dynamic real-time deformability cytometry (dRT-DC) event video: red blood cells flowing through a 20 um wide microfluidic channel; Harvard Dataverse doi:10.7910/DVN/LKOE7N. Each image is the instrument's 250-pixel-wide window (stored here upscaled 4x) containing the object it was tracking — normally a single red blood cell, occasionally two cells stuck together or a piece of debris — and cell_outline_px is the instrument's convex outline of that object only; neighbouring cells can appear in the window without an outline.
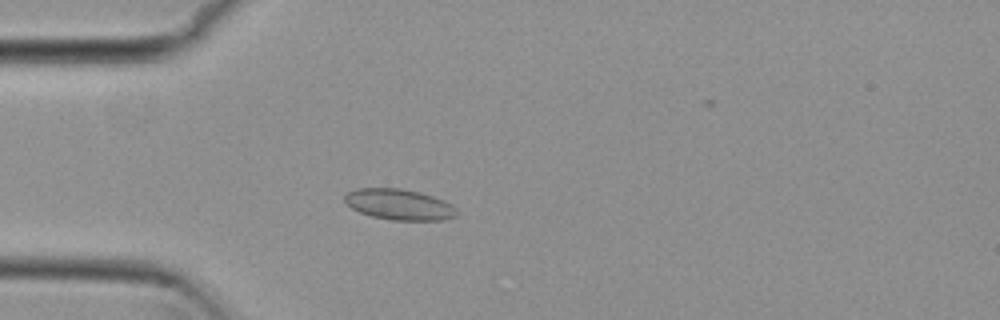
{"species": "common noctule bat (a hibernating species)", "species_latin": "Nyctalus noctula", "temperature_condition": "cold", "stored_images_in_passage": 39, "camera_frame_rate_fps": 3000, "um_per_image_px": 0.085, "animal": {"sex": "female", "body_mass_g": 29.2, "forearm_length_mm": 56.3}, "frame": {"image": 1, "passage_image": 5, "time_ms": 1.333, "image_size_px": [1000, 320], "cell_outline_px": [[460, 212], [456, 216], [444, 220], [392, 220], [372, 216], [360, 212], [352, 208], [344, 200], [344, 196], [348, 192], [356, 188], [400, 188], [420, 192], [444, 200], [452, 204]], "centroid_in_image_um": [33.97, 17.38], "position_along_channel_um": 51.0, "area_um2": 20.23}}
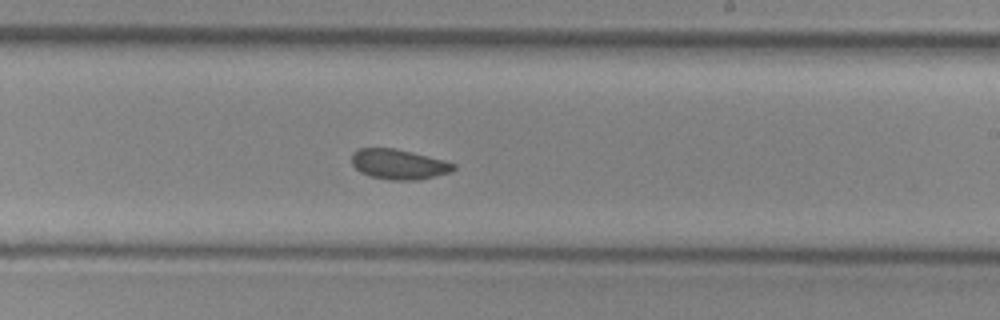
{"frame": {"image": 2, "passage_image": 22, "time_ms": 7.0, "image_size_px": [1000, 320], "cell_outline_px": [[456, 168], [452, 172], [416, 180], [392, 180], [368, 176], [360, 172], [352, 164], [352, 152], [356, 148], [396, 148], [444, 160], [456, 164]], "centroid_in_image_um": [33.88, 13.96], "position_along_channel_um": 255.1, "area_um2": 17.98}}
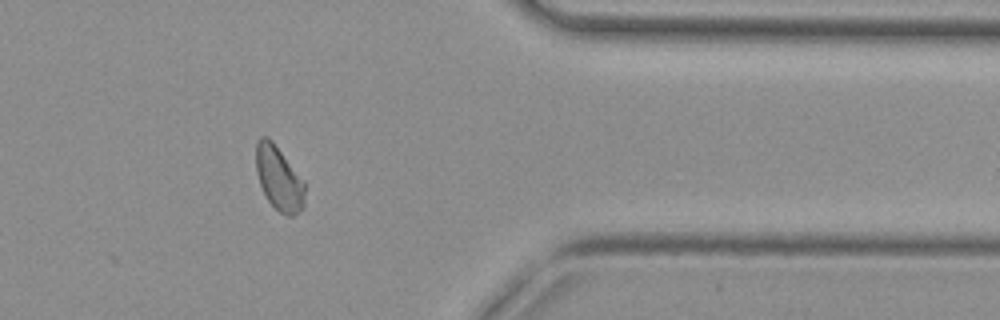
{"frame": {"image": 3, "passage_image": 34, "time_ms": 11.0, "image_size_px": [1000, 320], "cell_outline_px": [[304, 204], [300, 212], [292, 216], [288, 216], [280, 212], [268, 200], [260, 184], [256, 172], [256, 144], [260, 136], [268, 136], [272, 140], [304, 180]], "centroid_in_image_um": [23.71, 15.14], "position_along_channel_um": 387.7, "area_um2": 18.21}, "authors_computed_cell_mechanics": {"area_um2": 18.4382, "velocity_mm_per_s": 3.804, "shape_relaxation_time_tau1_ms": 9.1354, "shape_relaxation_time_tau2_ms": null, "deformation_change_tau1": 0.0873, "deformation_change_tau2": null}}